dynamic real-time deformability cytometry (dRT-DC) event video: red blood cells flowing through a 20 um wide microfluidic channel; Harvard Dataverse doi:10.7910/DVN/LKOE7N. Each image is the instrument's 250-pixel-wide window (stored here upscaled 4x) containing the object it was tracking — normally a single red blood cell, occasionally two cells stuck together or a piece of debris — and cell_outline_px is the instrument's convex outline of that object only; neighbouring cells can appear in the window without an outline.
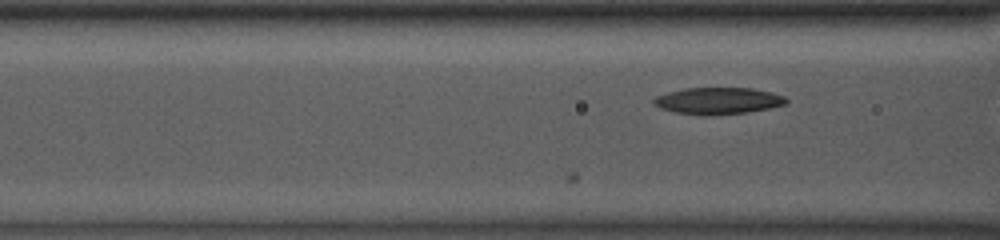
{"species": "common noctule bat (a hibernating species)", "species_latin": "Nyctalus noctula", "temperature_condition": "room temperature", "stored_images_in_passage": 12, "camera_frame_rate_fps": 3000, "um_per_image_px": 0.085, "animal": {"sex": "male", "body_mass_g": 13.0, "forearm_length_mm": 53.1}, "frame": {"image": 1, "passage_image": 12, "time_ms": 3.667, "image_size_px": [1000, 240], "cell_outline_px": [[788, 104], [748, 112], [704, 116], [676, 112], [660, 108], [652, 104], [652, 100], [656, 96], [668, 92], [684, 88], [752, 88], [772, 92], [784, 96], [788, 100]], "centroid_in_image_um": [61.03, 8.57], "position_along_channel_um": 105.6, "area_um2": 20.75}}